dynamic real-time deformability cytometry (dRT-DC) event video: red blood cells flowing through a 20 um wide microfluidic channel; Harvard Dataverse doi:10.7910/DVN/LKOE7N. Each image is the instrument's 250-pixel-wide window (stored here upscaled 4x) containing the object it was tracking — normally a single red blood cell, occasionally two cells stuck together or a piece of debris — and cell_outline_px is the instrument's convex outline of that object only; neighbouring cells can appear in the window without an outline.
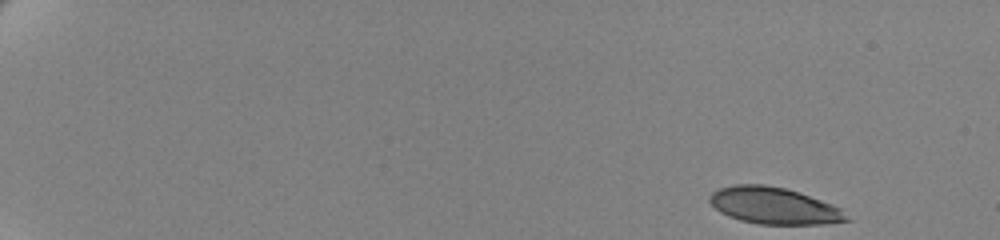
{"species": "human", "species_latin": "Homo sapiens", "temperature_condition": "cold", "stored_images_in_passage": 56, "camera_frame_rate_fps": 3000, "um_per_image_px": 0.085, "donor": {"sex": "female"}, "frame": {"image": 1, "passage_image": 1, "time_ms": 0.0, "image_size_px": [1000, 240], "cell_outline_px": [[852, 220], [824, 224], [760, 224], [740, 220], [728, 216], [720, 212], [708, 200], [708, 196], [712, 192], [720, 188], [736, 184], [764, 184], [784, 188], [832, 204], [840, 208]], "centroid_in_image_um": [65.77, 17.49], "position_along_channel_um": 19.2, "area_um2": 29.07}}
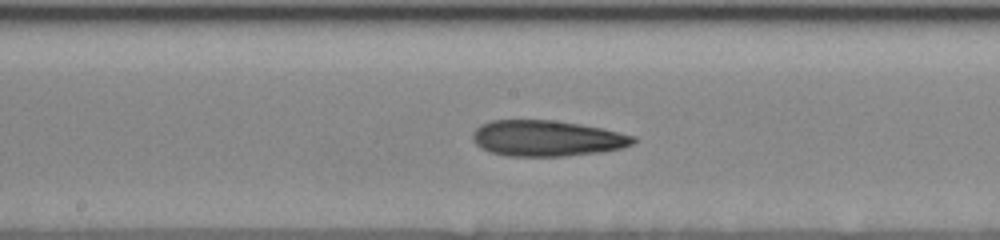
{"frame": {"image": 2, "passage_image": 31, "time_ms": 10.0, "image_size_px": [1000, 240], "cell_outline_px": [[636, 140], [632, 144], [624, 148], [600, 152], [564, 156], [508, 156], [488, 152], [480, 148], [472, 140], [472, 132], [480, 124], [492, 120], [556, 120], [600, 128], [636, 136]], "centroid_in_image_um": [46.45, 11.76], "position_along_channel_um": 201.8, "area_um2": 33.76}}
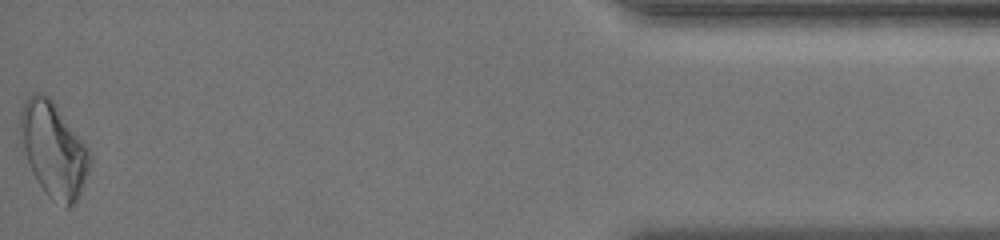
{"frame": {"image": 3, "passage_image": 56, "time_ms": 18.333, "image_size_px": [1000, 240], "cell_outline_px": [[92, 160], [88, 172], [80, 192], [76, 200], [68, 208], [64, 208], [52, 200], [44, 192], [36, 180], [20, 152], [20, 108], [24, 100], [32, 92], [40, 92], [48, 96], [56, 104], [88, 148], [92, 156]], "centroid_in_image_um": [4.5, 12.71], "position_along_channel_um": 430.7, "area_um2": 39.13}, "authors_computed_cell_mechanics": {"area_um2": 33.1483, "velocity_mm_per_s": 3.4942, "shape_relaxation_time_tau1_ms": 6.3257, "shape_relaxation_time_tau2_ms": 4.0553, "deformation_change_tau1": 0.1551, "deformation_change_tau2": 0.1424}}